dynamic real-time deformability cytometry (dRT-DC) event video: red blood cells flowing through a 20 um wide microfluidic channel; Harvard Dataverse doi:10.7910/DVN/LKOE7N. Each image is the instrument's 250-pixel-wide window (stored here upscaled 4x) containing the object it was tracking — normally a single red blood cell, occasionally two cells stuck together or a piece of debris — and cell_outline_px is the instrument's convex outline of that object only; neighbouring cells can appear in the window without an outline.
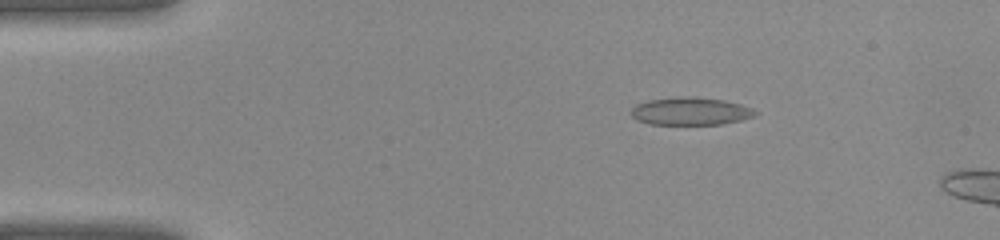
{"species": "common noctule bat (a hibernating species)", "species_latin": "Nyctalus noctula", "temperature_condition": "warm", "stored_images_in_passage": 10, "camera_frame_rate_fps": 3000, "um_per_image_px": 0.085, "animal": {"sex": "female", "body_mass_g": 22.0, "forearm_length_mm": 56.7}, "frame": {"image": 1, "passage_image": 7, "time_ms": 2.0, "image_size_px": [1000, 240], "cell_outline_px": [[756, 116], [724, 124], [648, 124], [636, 120], [632, 116], [632, 108], [636, 104], [648, 100], [688, 96], [696, 96], [724, 100], [740, 104], [752, 108], [756, 112]], "centroid_in_image_um": [58.7, 9.45], "position_along_channel_um": 26.3, "area_um2": 20.06}}